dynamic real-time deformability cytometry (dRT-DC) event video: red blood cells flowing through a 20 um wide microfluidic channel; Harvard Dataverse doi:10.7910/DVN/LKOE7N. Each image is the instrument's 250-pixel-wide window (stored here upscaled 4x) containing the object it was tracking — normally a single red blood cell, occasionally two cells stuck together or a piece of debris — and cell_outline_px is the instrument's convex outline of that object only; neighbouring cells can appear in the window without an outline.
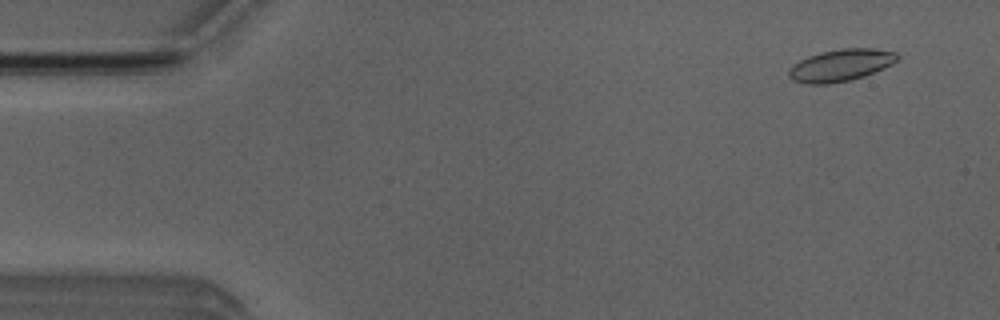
{"species": "Egyptian fruit bat (a non-hibernating species)", "species_latin": "Rousettus aegyptiacus", "temperature_condition": "room temperature", "stored_images_in_passage": 53, "camera_frame_rate_fps": 3000, "um_per_image_px": 0.085, "animal": {"sex": "male"}, "frame": {"image": 1, "passage_image": 4, "time_ms": 1.0, "image_size_px": [1000, 320], "cell_outline_px": [[900, 56], [892, 64], [864, 76], [852, 80], [828, 84], [808, 84], [792, 80], [788, 76], [788, 72], [792, 64], [808, 56], [820, 52], [844, 48], [872, 48], [896, 52]], "centroid_in_image_um": [71.44, 5.55], "position_along_channel_um": 13.6, "area_um2": 20.29}}
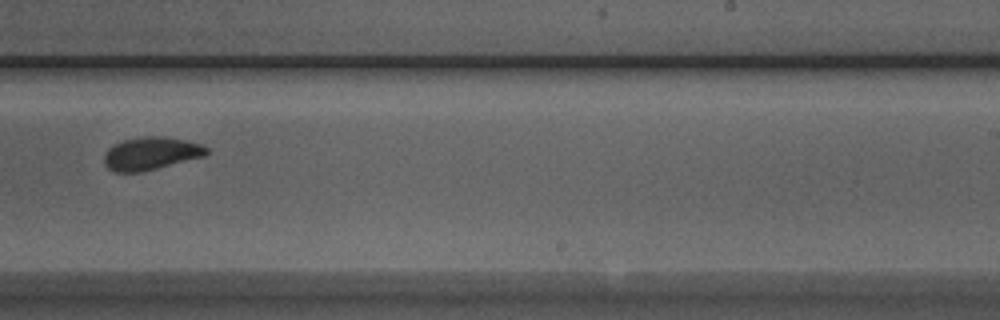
{"frame": {"image": 2, "passage_image": 33, "time_ms": 10.667, "image_size_px": [1000, 320], "cell_outline_px": [[208, 152], [204, 156], [140, 172], [116, 172], [108, 168], [104, 164], [104, 156], [108, 148], [112, 144], [120, 140], [148, 136], [164, 136], [184, 140], [200, 144], [208, 148]], "centroid_in_image_um": [12.78, 13.03], "position_along_channel_um": 276.2, "area_um2": 19.48}}
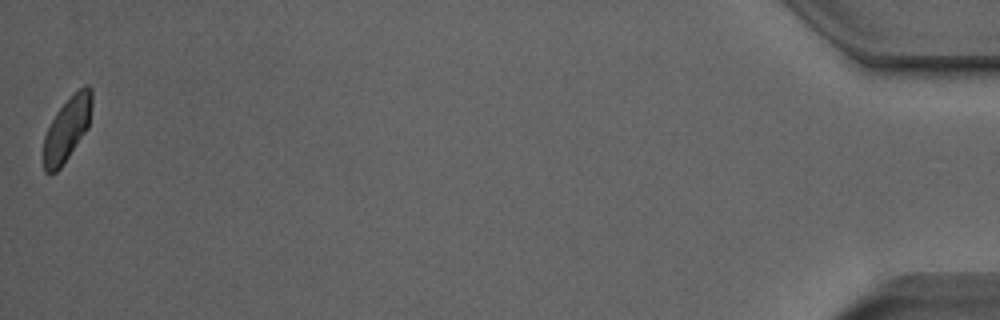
{"frame": {"image": 3, "passage_image": 53, "time_ms": 17.333, "image_size_px": [1000, 320], "cell_outline_px": [[92, 104], [88, 128], [60, 168], [56, 172], [44, 172], [44, 136], [56, 112], [84, 84], [88, 84], [92, 88]], "centroid_in_image_um": [5.72, 10.94], "position_along_channel_um": 429.5, "area_um2": 17.63}, "authors_computed_cell_mechanics": {"area_um2": 19.4208, "velocity_mm_per_s": 3.845, "shape_relaxation_time_tau1_ms": null, "shape_relaxation_time_tau2_ms": 1.9812, "deformation_change_tau1": null, "deformation_change_tau2": 0.0445}}